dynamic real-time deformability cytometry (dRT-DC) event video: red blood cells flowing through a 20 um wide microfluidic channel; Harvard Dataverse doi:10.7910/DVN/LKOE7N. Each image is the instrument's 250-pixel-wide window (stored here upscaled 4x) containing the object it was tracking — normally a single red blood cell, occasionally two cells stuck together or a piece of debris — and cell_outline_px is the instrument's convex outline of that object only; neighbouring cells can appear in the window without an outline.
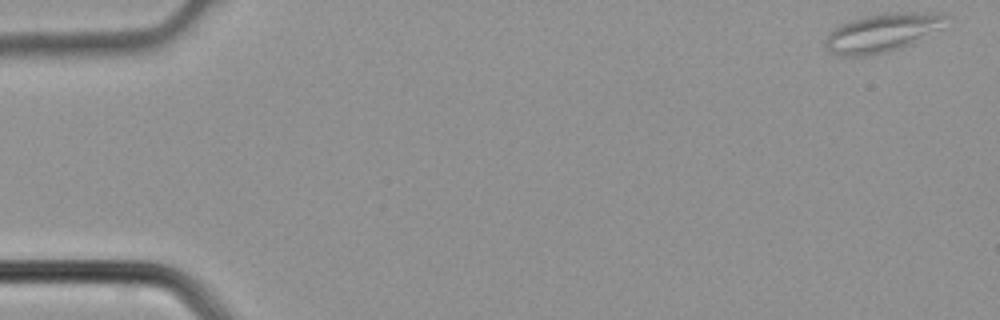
{"species": "common noctule bat (a hibernating species)", "species_latin": "Nyctalus noctula", "temperature_condition": "cold", "stored_images_in_passage": 3, "camera_frame_rate_fps": 3000, "um_per_image_px": 0.085, "animal": {"sex": "male", "body_mass_g": 21.5, "forearm_length_mm": 52.0}, "frame": {"image": 1, "passage_image": 1, "time_ms": 0.0, "image_size_px": [1000, 320], "cell_outline_px": [[952, 16], [940, 28], [912, 44], [888, 52], [864, 56], [840, 56], [832, 52], [824, 44], [828, 32], [832, 28], [840, 24], [864, 16], [884, 12], [944, 12]], "centroid_in_image_um": [75.03, 2.75], "position_along_channel_um": 10.0, "area_um2": 27.51}}